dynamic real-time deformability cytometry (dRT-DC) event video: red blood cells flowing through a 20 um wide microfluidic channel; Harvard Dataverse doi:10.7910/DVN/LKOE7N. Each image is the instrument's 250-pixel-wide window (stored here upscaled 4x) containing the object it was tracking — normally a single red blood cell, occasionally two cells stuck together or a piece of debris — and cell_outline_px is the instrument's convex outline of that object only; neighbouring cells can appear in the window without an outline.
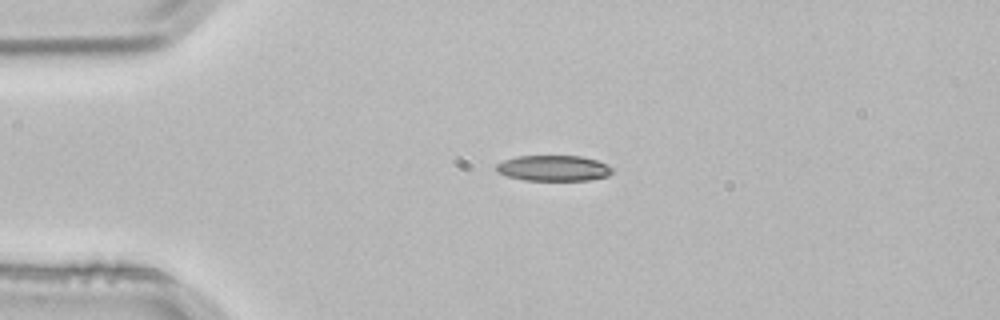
{"species": "common noctule bat (a hibernating species)", "species_latin": "Nyctalus noctula", "temperature_condition": "room temperature", "stored_images_in_passage": 3, "camera_frame_rate_fps": 3000, "um_per_image_px": 0.085, "animal": {"sex": "male", "body_mass_g": 21.5, "forearm_length_mm": 52.0}, "frame": {"image": 1, "passage_image": 1, "time_ms": 0.0, "image_size_px": [1000, 320], "cell_outline_px": [[612, 172], [608, 176], [592, 180], [524, 180], [508, 176], [496, 172], [496, 164], [504, 160], [516, 156], [580, 156], [596, 160], [608, 164], [612, 168]], "centroid_in_image_um": [47.05, 14.29], "position_along_channel_um": 37.9, "area_um2": 17.4}}